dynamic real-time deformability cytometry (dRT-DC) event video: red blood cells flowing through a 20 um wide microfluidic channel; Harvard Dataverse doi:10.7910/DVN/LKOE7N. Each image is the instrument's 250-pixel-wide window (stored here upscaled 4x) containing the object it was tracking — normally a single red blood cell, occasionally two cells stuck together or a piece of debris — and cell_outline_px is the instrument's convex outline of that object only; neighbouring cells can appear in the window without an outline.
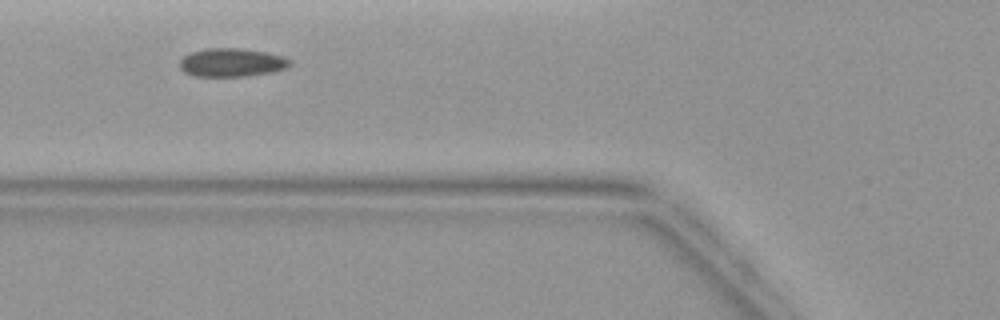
{"species": "common noctule bat (a hibernating species)", "species_latin": "Nyctalus noctula", "temperature_condition": "warm", "stored_images_in_passage": 3, "camera_frame_rate_fps": 3000, "um_per_image_px": 0.085, "animal": {"sex": "female", "body_mass_g": 19.9}, "frame": {"image": 1, "passage_image": 3, "time_ms": 2.667, "image_size_px": [1000, 320], "cell_outline_px": [[292, 64], [284, 68], [272, 72], [248, 76], [192, 76], [184, 72], [180, 68], [180, 60], [184, 56], [192, 52], [208, 48], [240, 48], [264, 52], [284, 56], [292, 60]], "centroid_in_image_um": [19.7, 5.32], "position_along_channel_um": 106.1, "area_um2": 18.26}}